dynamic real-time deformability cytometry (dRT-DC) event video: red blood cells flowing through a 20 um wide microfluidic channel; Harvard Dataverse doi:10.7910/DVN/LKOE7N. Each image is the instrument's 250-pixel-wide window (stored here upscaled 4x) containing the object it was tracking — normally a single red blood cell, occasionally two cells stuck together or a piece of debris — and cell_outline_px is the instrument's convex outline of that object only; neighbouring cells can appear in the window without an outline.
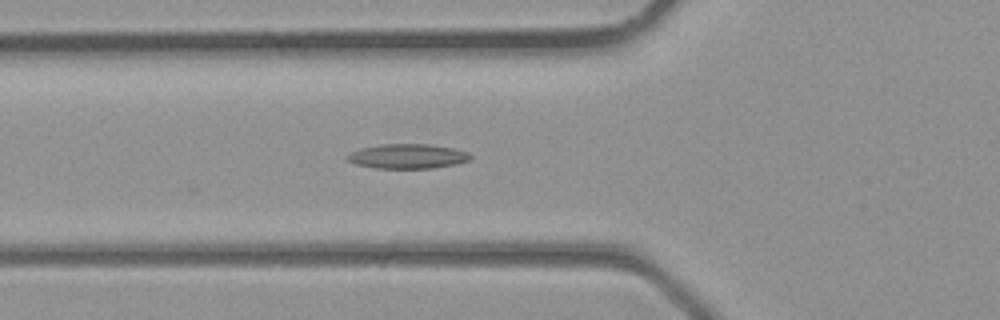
{"species": "common noctule bat (a hibernating species)", "species_latin": "Nyctalus noctula", "temperature_condition": "room temperature", "stored_images_in_passage": 28, "camera_frame_rate_fps": 3000, "um_per_image_px": 0.085, "animal": {"sex": "male", "body_mass_g": 23.1, "forearm_length_mm": 52.7}, "frame": {"image": 1, "passage_image": 8, "time_ms": 2.333, "image_size_px": [1000, 320], "cell_outline_px": [[472, 156], [468, 160], [456, 164], [432, 168], [376, 168], [356, 164], [348, 160], [344, 156], [360, 148], [384, 144], [428, 144], [456, 148], [468, 152]], "centroid_in_image_um": [34.66, 13.28], "position_along_channel_um": 91.1, "area_um2": 17.63}}
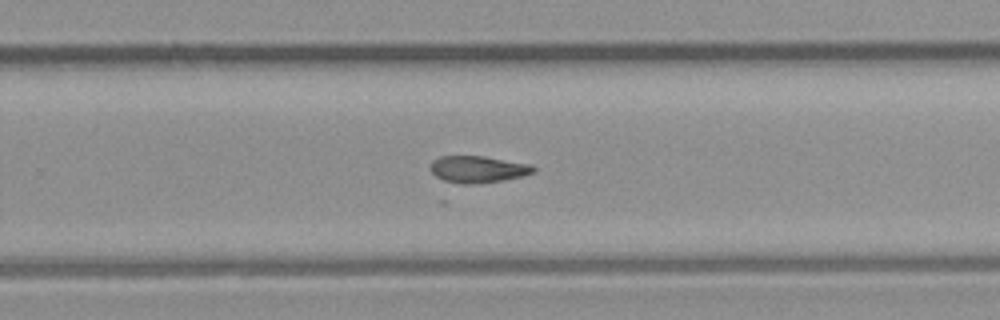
{"frame": {"image": 2, "passage_image": 19, "time_ms": 6.0, "image_size_px": [1000, 320], "cell_outline_px": [[536, 172], [524, 176], [504, 180], [476, 184], [464, 184], [444, 180], [436, 176], [428, 168], [432, 160], [440, 156], [484, 156], [532, 164], [536, 168]], "centroid_in_image_um": [40.65, 14.38], "position_along_channel_um": 289.2, "area_um2": 16.36}}
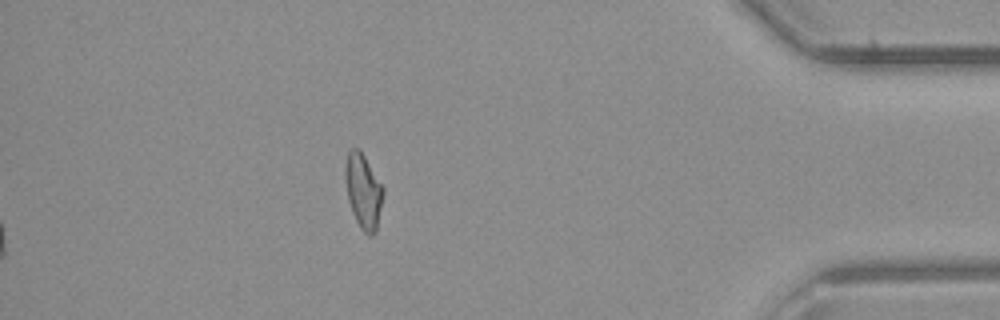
{"frame": {"image": 3, "passage_image": 28, "time_ms": 9.0, "image_size_px": [1000, 320], "cell_outline_px": [[384, 192], [376, 228], [372, 236], [368, 236], [360, 228], [352, 212], [348, 200], [344, 172], [344, 168], [348, 148], [360, 148], [384, 188]], "centroid_in_image_um": [30.86, 16.19], "position_along_channel_um": 404.3, "area_um2": 16.59}}